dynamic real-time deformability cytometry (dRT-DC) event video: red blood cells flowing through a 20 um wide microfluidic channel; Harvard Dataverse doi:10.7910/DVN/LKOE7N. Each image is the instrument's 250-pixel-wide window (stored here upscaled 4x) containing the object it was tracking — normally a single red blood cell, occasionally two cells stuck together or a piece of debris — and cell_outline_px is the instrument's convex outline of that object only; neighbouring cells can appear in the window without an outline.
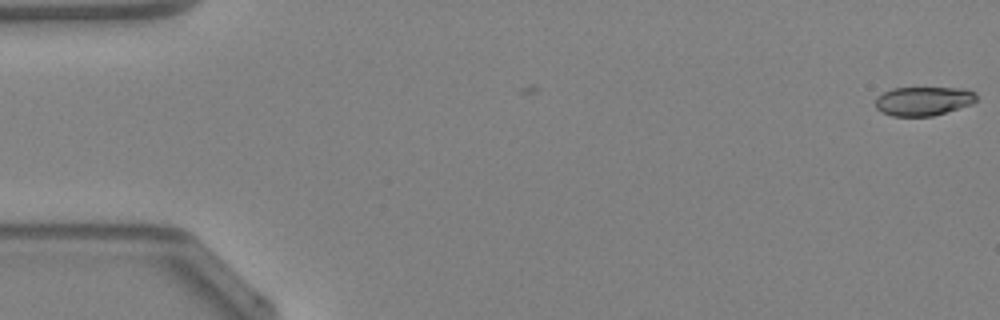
{"species": "Egyptian fruit bat (a non-hibernating species)", "species_latin": "Rousettus aegyptiacus", "temperature_condition": "warm", "stored_images_in_passage": 5, "camera_frame_rate_fps": 3000, "um_per_image_px": 0.085, "animal": {"sex": "female"}, "frame": {"image": 1, "passage_image": 1, "time_ms": 0.0, "image_size_px": [1000, 320], "cell_outline_px": [[976, 100], [972, 104], [932, 116], [892, 116], [880, 112], [876, 108], [876, 96], [892, 88], [964, 88], [976, 92]], "centroid_in_image_um": [78.47, 8.59], "position_along_channel_um": 6.5, "area_um2": 17.11}}